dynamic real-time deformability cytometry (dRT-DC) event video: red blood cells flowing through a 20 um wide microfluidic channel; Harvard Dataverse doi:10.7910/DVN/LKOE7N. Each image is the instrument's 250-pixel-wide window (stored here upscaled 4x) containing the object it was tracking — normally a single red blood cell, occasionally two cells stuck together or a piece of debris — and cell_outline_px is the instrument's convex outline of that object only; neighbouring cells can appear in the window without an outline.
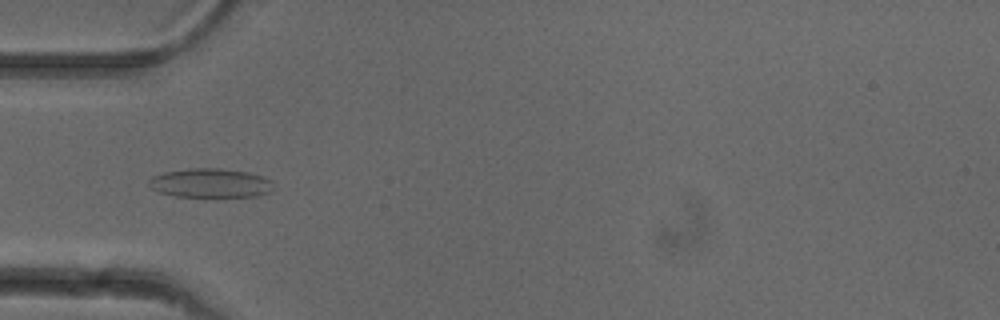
{"species": "common noctule bat (a hibernating species)", "species_latin": "Nyctalus noctula", "temperature_condition": "cold", "stored_images_in_passage": 18, "camera_frame_rate_fps": 3000, "um_per_image_px": 0.085, "animal": {"sex": "female"}, "frame": {"image": 1, "passage_image": 15, "time_ms": 4.667, "image_size_px": [1000, 320], "cell_outline_px": [[272, 188], [268, 192], [256, 196], [216, 200], [204, 200], [176, 196], [160, 192], [152, 188], [148, 184], [148, 180], [152, 176], [164, 172], [188, 168], [220, 168], [248, 172], [272, 180]], "centroid_in_image_um": [17.87, 15.62], "position_along_channel_um": 67.1, "area_um2": 22.25}}